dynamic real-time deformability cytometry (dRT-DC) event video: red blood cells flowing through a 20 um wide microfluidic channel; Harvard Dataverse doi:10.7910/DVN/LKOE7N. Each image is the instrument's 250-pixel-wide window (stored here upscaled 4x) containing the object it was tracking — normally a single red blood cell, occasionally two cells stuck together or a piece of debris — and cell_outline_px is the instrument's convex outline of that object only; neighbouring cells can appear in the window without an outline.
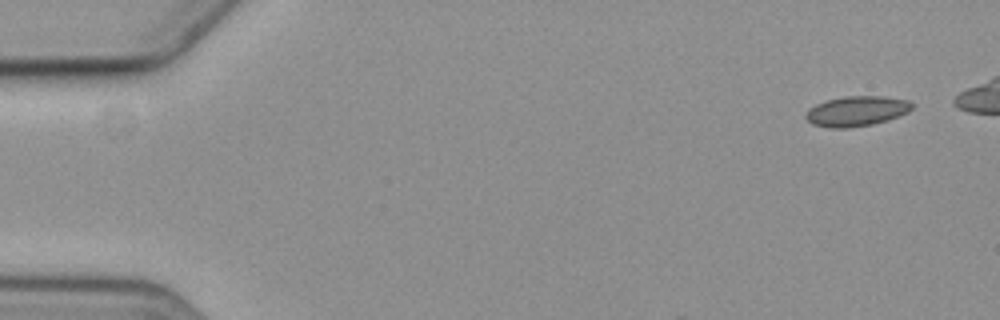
{"species": "common noctule bat (a hibernating species)", "species_latin": "Nyctalus noctula", "temperature_condition": "cold", "stored_images_in_passage": 6, "camera_frame_rate_fps": 3000, "um_per_image_px": 0.085, "animal": {"sex": "female", "body_mass_g": 19.3, "forearm_length_mm": 54.1}, "frame": {"image": 1, "passage_image": 1, "time_ms": 0.0, "image_size_px": [1000, 320], "cell_outline_px": [[912, 108], [908, 112], [888, 120], [872, 124], [848, 128], [832, 128], [812, 124], [804, 116], [808, 108], [816, 104], [828, 100], [844, 96], [884, 96], [908, 100], [912, 104]], "centroid_in_image_um": [72.8, 9.44], "position_along_channel_um": 12.2, "area_um2": 18.61}}